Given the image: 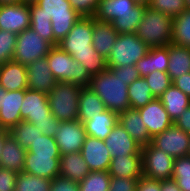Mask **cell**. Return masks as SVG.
<instances>
[{"mask_svg":"<svg viewBox=\"0 0 190 191\" xmlns=\"http://www.w3.org/2000/svg\"><path fill=\"white\" fill-rule=\"evenodd\" d=\"M92 41L93 17H82L58 43L63 51L86 68L91 77L108 69L107 59L94 49Z\"/></svg>","mask_w":190,"mask_h":191,"instance_id":"obj_1","label":"cell"},{"mask_svg":"<svg viewBox=\"0 0 190 191\" xmlns=\"http://www.w3.org/2000/svg\"><path fill=\"white\" fill-rule=\"evenodd\" d=\"M20 113L22 121L34 124L43 135L54 138L60 121L50 111L48 94L26 89Z\"/></svg>","mask_w":190,"mask_h":191,"instance_id":"obj_2","label":"cell"},{"mask_svg":"<svg viewBox=\"0 0 190 191\" xmlns=\"http://www.w3.org/2000/svg\"><path fill=\"white\" fill-rule=\"evenodd\" d=\"M89 87L101 98L106 109L117 114L130 109L126 81L109 69L92 76Z\"/></svg>","mask_w":190,"mask_h":191,"instance_id":"obj_3","label":"cell"},{"mask_svg":"<svg viewBox=\"0 0 190 191\" xmlns=\"http://www.w3.org/2000/svg\"><path fill=\"white\" fill-rule=\"evenodd\" d=\"M172 30L173 18L171 16L147 7L135 33L149 48H157L171 43Z\"/></svg>","mask_w":190,"mask_h":191,"instance_id":"obj_4","label":"cell"},{"mask_svg":"<svg viewBox=\"0 0 190 191\" xmlns=\"http://www.w3.org/2000/svg\"><path fill=\"white\" fill-rule=\"evenodd\" d=\"M46 58L57 82L74 83L83 87L90 85L92 77L86 68L59 46H53Z\"/></svg>","mask_w":190,"mask_h":191,"instance_id":"obj_5","label":"cell"},{"mask_svg":"<svg viewBox=\"0 0 190 191\" xmlns=\"http://www.w3.org/2000/svg\"><path fill=\"white\" fill-rule=\"evenodd\" d=\"M82 86L57 82L48 94V101L51 113L61 121H73L78 119V103Z\"/></svg>","mask_w":190,"mask_h":191,"instance_id":"obj_6","label":"cell"},{"mask_svg":"<svg viewBox=\"0 0 190 191\" xmlns=\"http://www.w3.org/2000/svg\"><path fill=\"white\" fill-rule=\"evenodd\" d=\"M38 13L51 20L54 38L60 42L82 17L72 8L69 0H38Z\"/></svg>","mask_w":190,"mask_h":191,"instance_id":"obj_7","label":"cell"},{"mask_svg":"<svg viewBox=\"0 0 190 191\" xmlns=\"http://www.w3.org/2000/svg\"><path fill=\"white\" fill-rule=\"evenodd\" d=\"M149 47L141 41L136 33L118 34V38L107 58V67L135 65L144 57Z\"/></svg>","mask_w":190,"mask_h":191,"instance_id":"obj_8","label":"cell"},{"mask_svg":"<svg viewBox=\"0 0 190 191\" xmlns=\"http://www.w3.org/2000/svg\"><path fill=\"white\" fill-rule=\"evenodd\" d=\"M53 46L34 30L27 28L17 34L13 61L27 66L36 59L46 57Z\"/></svg>","mask_w":190,"mask_h":191,"instance_id":"obj_9","label":"cell"},{"mask_svg":"<svg viewBox=\"0 0 190 191\" xmlns=\"http://www.w3.org/2000/svg\"><path fill=\"white\" fill-rule=\"evenodd\" d=\"M141 156L144 177L158 181L172 178L175 158L171 155L149 143L142 147Z\"/></svg>","mask_w":190,"mask_h":191,"instance_id":"obj_10","label":"cell"},{"mask_svg":"<svg viewBox=\"0 0 190 191\" xmlns=\"http://www.w3.org/2000/svg\"><path fill=\"white\" fill-rule=\"evenodd\" d=\"M151 144L173 158L188 156L190 134L173 124L163 132L154 135Z\"/></svg>","mask_w":190,"mask_h":191,"instance_id":"obj_11","label":"cell"},{"mask_svg":"<svg viewBox=\"0 0 190 191\" xmlns=\"http://www.w3.org/2000/svg\"><path fill=\"white\" fill-rule=\"evenodd\" d=\"M84 124L76 119L61 121L54 139L61 155L80 152L86 138Z\"/></svg>","mask_w":190,"mask_h":191,"instance_id":"obj_12","label":"cell"},{"mask_svg":"<svg viewBox=\"0 0 190 191\" xmlns=\"http://www.w3.org/2000/svg\"><path fill=\"white\" fill-rule=\"evenodd\" d=\"M31 16L29 4L20 2L0 5V29L4 31L20 32L30 28Z\"/></svg>","mask_w":190,"mask_h":191,"instance_id":"obj_13","label":"cell"},{"mask_svg":"<svg viewBox=\"0 0 190 191\" xmlns=\"http://www.w3.org/2000/svg\"><path fill=\"white\" fill-rule=\"evenodd\" d=\"M148 6L137 4L134 0H100L94 18L97 21L112 23L120 15L144 14Z\"/></svg>","mask_w":190,"mask_h":191,"instance_id":"obj_14","label":"cell"},{"mask_svg":"<svg viewBox=\"0 0 190 191\" xmlns=\"http://www.w3.org/2000/svg\"><path fill=\"white\" fill-rule=\"evenodd\" d=\"M151 137L173 125L165 107L159 98H154L148 104L137 109Z\"/></svg>","mask_w":190,"mask_h":191,"instance_id":"obj_15","label":"cell"},{"mask_svg":"<svg viewBox=\"0 0 190 191\" xmlns=\"http://www.w3.org/2000/svg\"><path fill=\"white\" fill-rule=\"evenodd\" d=\"M80 153L90 171H108L112 157L104 140L86 136Z\"/></svg>","mask_w":190,"mask_h":191,"instance_id":"obj_16","label":"cell"},{"mask_svg":"<svg viewBox=\"0 0 190 191\" xmlns=\"http://www.w3.org/2000/svg\"><path fill=\"white\" fill-rule=\"evenodd\" d=\"M111 157L141 155L142 146L138 144L118 122L104 140Z\"/></svg>","mask_w":190,"mask_h":191,"instance_id":"obj_17","label":"cell"},{"mask_svg":"<svg viewBox=\"0 0 190 191\" xmlns=\"http://www.w3.org/2000/svg\"><path fill=\"white\" fill-rule=\"evenodd\" d=\"M26 89L6 91L3 88V101L0 108V129L10 131L22 121L20 107L25 96Z\"/></svg>","mask_w":190,"mask_h":191,"instance_id":"obj_18","label":"cell"},{"mask_svg":"<svg viewBox=\"0 0 190 191\" xmlns=\"http://www.w3.org/2000/svg\"><path fill=\"white\" fill-rule=\"evenodd\" d=\"M60 157L61 155H37L27 151L22 172L53 180L59 177Z\"/></svg>","mask_w":190,"mask_h":191,"instance_id":"obj_19","label":"cell"},{"mask_svg":"<svg viewBox=\"0 0 190 191\" xmlns=\"http://www.w3.org/2000/svg\"><path fill=\"white\" fill-rule=\"evenodd\" d=\"M28 89L49 94L57 83L46 57L36 59L26 66Z\"/></svg>","mask_w":190,"mask_h":191,"instance_id":"obj_20","label":"cell"},{"mask_svg":"<svg viewBox=\"0 0 190 191\" xmlns=\"http://www.w3.org/2000/svg\"><path fill=\"white\" fill-rule=\"evenodd\" d=\"M0 85L6 91L28 89L26 66L13 60L0 64Z\"/></svg>","mask_w":190,"mask_h":191,"instance_id":"obj_21","label":"cell"},{"mask_svg":"<svg viewBox=\"0 0 190 191\" xmlns=\"http://www.w3.org/2000/svg\"><path fill=\"white\" fill-rule=\"evenodd\" d=\"M118 122L127 133L142 147L151 143L152 137L137 109H128L118 114Z\"/></svg>","mask_w":190,"mask_h":191,"instance_id":"obj_22","label":"cell"},{"mask_svg":"<svg viewBox=\"0 0 190 191\" xmlns=\"http://www.w3.org/2000/svg\"><path fill=\"white\" fill-rule=\"evenodd\" d=\"M169 64V45L165 47L149 48L147 54L135 64L140 77L159 71L167 72Z\"/></svg>","mask_w":190,"mask_h":191,"instance_id":"obj_23","label":"cell"},{"mask_svg":"<svg viewBox=\"0 0 190 191\" xmlns=\"http://www.w3.org/2000/svg\"><path fill=\"white\" fill-rule=\"evenodd\" d=\"M108 173L111 177L140 178L143 176L142 156L125 155L113 157Z\"/></svg>","mask_w":190,"mask_h":191,"instance_id":"obj_24","label":"cell"},{"mask_svg":"<svg viewBox=\"0 0 190 191\" xmlns=\"http://www.w3.org/2000/svg\"><path fill=\"white\" fill-rule=\"evenodd\" d=\"M117 38L118 32L114 29L112 23L97 21L93 17L92 45L98 53L107 59Z\"/></svg>","mask_w":190,"mask_h":191,"instance_id":"obj_25","label":"cell"},{"mask_svg":"<svg viewBox=\"0 0 190 191\" xmlns=\"http://www.w3.org/2000/svg\"><path fill=\"white\" fill-rule=\"evenodd\" d=\"M91 172L80 152L61 155L59 177L72 181H82Z\"/></svg>","mask_w":190,"mask_h":191,"instance_id":"obj_26","label":"cell"},{"mask_svg":"<svg viewBox=\"0 0 190 191\" xmlns=\"http://www.w3.org/2000/svg\"><path fill=\"white\" fill-rule=\"evenodd\" d=\"M27 150L9 135L4 143L0 155V167L20 173L24 169Z\"/></svg>","mask_w":190,"mask_h":191,"instance_id":"obj_27","label":"cell"},{"mask_svg":"<svg viewBox=\"0 0 190 191\" xmlns=\"http://www.w3.org/2000/svg\"><path fill=\"white\" fill-rule=\"evenodd\" d=\"M117 123L118 114L108 109L83 122L86 135L100 140H105Z\"/></svg>","mask_w":190,"mask_h":191,"instance_id":"obj_28","label":"cell"},{"mask_svg":"<svg viewBox=\"0 0 190 191\" xmlns=\"http://www.w3.org/2000/svg\"><path fill=\"white\" fill-rule=\"evenodd\" d=\"M190 72V48L169 44V64L167 73L172 82L179 76Z\"/></svg>","mask_w":190,"mask_h":191,"instance_id":"obj_29","label":"cell"},{"mask_svg":"<svg viewBox=\"0 0 190 191\" xmlns=\"http://www.w3.org/2000/svg\"><path fill=\"white\" fill-rule=\"evenodd\" d=\"M159 99L173 122L190 106V98L173 84Z\"/></svg>","mask_w":190,"mask_h":191,"instance_id":"obj_30","label":"cell"},{"mask_svg":"<svg viewBox=\"0 0 190 191\" xmlns=\"http://www.w3.org/2000/svg\"><path fill=\"white\" fill-rule=\"evenodd\" d=\"M106 110L101 98L89 86H82L78 103V120L82 123Z\"/></svg>","mask_w":190,"mask_h":191,"instance_id":"obj_31","label":"cell"},{"mask_svg":"<svg viewBox=\"0 0 190 191\" xmlns=\"http://www.w3.org/2000/svg\"><path fill=\"white\" fill-rule=\"evenodd\" d=\"M31 23L30 28L34 30L42 39L52 46H58V41L54 38L51 20L44 13H38L36 3L29 4Z\"/></svg>","mask_w":190,"mask_h":191,"instance_id":"obj_32","label":"cell"},{"mask_svg":"<svg viewBox=\"0 0 190 191\" xmlns=\"http://www.w3.org/2000/svg\"><path fill=\"white\" fill-rule=\"evenodd\" d=\"M127 92L130 109L143 107L155 98L144 77H140L128 85Z\"/></svg>","mask_w":190,"mask_h":191,"instance_id":"obj_33","label":"cell"},{"mask_svg":"<svg viewBox=\"0 0 190 191\" xmlns=\"http://www.w3.org/2000/svg\"><path fill=\"white\" fill-rule=\"evenodd\" d=\"M171 43L190 48V10L173 18Z\"/></svg>","mask_w":190,"mask_h":191,"instance_id":"obj_34","label":"cell"},{"mask_svg":"<svg viewBox=\"0 0 190 191\" xmlns=\"http://www.w3.org/2000/svg\"><path fill=\"white\" fill-rule=\"evenodd\" d=\"M110 181L108 171H91L78 182L79 191H109Z\"/></svg>","mask_w":190,"mask_h":191,"instance_id":"obj_35","label":"cell"},{"mask_svg":"<svg viewBox=\"0 0 190 191\" xmlns=\"http://www.w3.org/2000/svg\"><path fill=\"white\" fill-rule=\"evenodd\" d=\"M51 181L26 172L17 174L15 191H50Z\"/></svg>","mask_w":190,"mask_h":191,"instance_id":"obj_36","label":"cell"},{"mask_svg":"<svg viewBox=\"0 0 190 191\" xmlns=\"http://www.w3.org/2000/svg\"><path fill=\"white\" fill-rule=\"evenodd\" d=\"M9 133L12 138L25 149H27L30 144L39 137V135H42V132L38 127L26 121L19 122L9 131Z\"/></svg>","mask_w":190,"mask_h":191,"instance_id":"obj_37","label":"cell"},{"mask_svg":"<svg viewBox=\"0 0 190 191\" xmlns=\"http://www.w3.org/2000/svg\"><path fill=\"white\" fill-rule=\"evenodd\" d=\"M172 178L181 191H190V157H177L174 160Z\"/></svg>","mask_w":190,"mask_h":191,"instance_id":"obj_38","label":"cell"},{"mask_svg":"<svg viewBox=\"0 0 190 191\" xmlns=\"http://www.w3.org/2000/svg\"><path fill=\"white\" fill-rule=\"evenodd\" d=\"M148 7L172 18L179 16L186 10L185 0H150Z\"/></svg>","mask_w":190,"mask_h":191,"instance_id":"obj_39","label":"cell"},{"mask_svg":"<svg viewBox=\"0 0 190 191\" xmlns=\"http://www.w3.org/2000/svg\"><path fill=\"white\" fill-rule=\"evenodd\" d=\"M26 150L37 155H61L55 139L43 134L39 135Z\"/></svg>","mask_w":190,"mask_h":191,"instance_id":"obj_40","label":"cell"},{"mask_svg":"<svg viewBox=\"0 0 190 191\" xmlns=\"http://www.w3.org/2000/svg\"><path fill=\"white\" fill-rule=\"evenodd\" d=\"M144 78L155 98H159L172 85L171 77L167 72L154 71Z\"/></svg>","mask_w":190,"mask_h":191,"instance_id":"obj_41","label":"cell"},{"mask_svg":"<svg viewBox=\"0 0 190 191\" xmlns=\"http://www.w3.org/2000/svg\"><path fill=\"white\" fill-rule=\"evenodd\" d=\"M17 34L0 29V64L13 59Z\"/></svg>","mask_w":190,"mask_h":191,"instance_id":"obj_42","label":"cell"},{"mask_svg":"<svg viewBox=\"0 0 190 191\" xmlns=\"http://www.w3.org/2000/svg\"><path fill=\"white\" fill-rule=\"evenodd\" d=\"M143 15L144 14L120 15V18L115 19L112 25L118 34L135 33Z\"/></svg>","mask_w":190,"mask_h":191,"instance_id":"obj_43","label":"cell"},{"mask_svg":"<svg viewBox=\"0 0 190 191\" xmlns=\"http://www.w3.org/2000/svg\"><path fill=\"white\" fill-rule=\"evenodd\" d=\"M69 2L81 17H94L100 0H69Z\"/></svg>","mask_w":190,"mask_h":191,"instance_id":"obj_44","label":"cell"},{"mask_svg":"<svg viewBox=\"0 0 190 191\" xmlns=\"http://www.w3.org/2000/svg\"><path fill=\"white\" fill-rule=\"evenodd\" d=\"M139 178L111 177L109 191H136Z\"/></svg>","mask_w":190,"mask_h":191,"instance_id":"obj_45","label":"cell"},{"mask_svg":"<svg viewBox=\"0 0 190 191\" xmlns=\"http://www.w3.org/2000/svg\"><path fill=\"white\" fill-rule=\"evenodd\" d=\"M115 76H119L127 85L140 78V74L135 65L119 66L116 68H108Z\"/></svg>","mask_w":190,"mask_h":191,"instance_id":"obj_46","label":"cell"},{"mask_svg":"<svg viewBox=\"0 0 190 191\" xmlns=\"http://www.w3.org/2000/svg\"><path fill=\"white\" fill-rule=\"evenodd\" d=\"M17 172L0 167V191H15Z\"/></svg>","mask_w":190,"mask_h":191,"instance_id":"obj_47","label":"cell"},{"mask_svg":"<svg viewBox=\"0 0 190 191\" xmlns=\"http://www.w3.org/2000/svg\"><path fill=\"white\" fill-rule=\"evenodd\" d=\"M50 191H79L78 182L63 177H55L51 181Z\"/></svg>","mask_w":190,"mask_h":191,"instance_id":"obj_48","label":"cell"},{"mask_svg":"<svg viewBox=\"0 0 190 191\" xmlns=\"http://www.w3.org/2000/svg\"><path fill=\"white\" fill-rule=\"evenodd\" d=\"M136 191H161V181L146 178H139Z\"/></svg>","mask_w":190,"mask_h":191,"instance_id":"obj_49","label":"cell"},{"mask_svg":"<svg viewBox=\"0 0 190 191\" xmlns=\"http://www.w3.org/2000/svg\"><path fill=\"white\" fill-rule=\"evenodd\" d=\"M175 126L190 134V106L173 122Z\"/></svg>","mask_w":190,"mask_h":191,"instance_id":"obj_50","label":"cell"},{"mask_svg":"<svg viewBox=\"0 0 190 191\" xmlns=\"http://www.w3.org/2000/svg\"><path fill=\"white\" fill-rule=\"evenodd\" d=\"M172 84L190 98V72L177 77Z\"/></svg>","mask_w":190,"mask_h":191,"instance_id":"obj_51","label":"cell"},{"mask_svg":"<svg viewBox=\"0 0 190 191\" xmlns=\"http://www.w3.org/2000/svg\"><path fill=\"white\" fill-rule=\"evenodd\" d=\"M161 191H181V189L178 187L177 182L171 178L161 180Z\"/></svg>","mask_w":190,"mask_h":191,"instance_id":"obj_52","label":"cell"},{"mask_svg":"<svg viewBox=\"0 0 190 191\" xmlns=\"http://www.w3.org/2000/svg\"><path fill=\"white\" fill-rule=\"evenodd\" d=\"M10 135L9 131L0 129V155L5 139Z\"/></svg>","mask_w":190,"mask_h":191,"instance_id":"obj_53","label":"cell"},{"mask_svg":"<svg viewBox=\"0 0 190 191\" xmlns=\"http://www.w3.org/2000/svg\"><path fill=\"white\" fill-rule=\"evenodd\" d=\"M22 0H0V5L2 4H15L20 3Z\"/></svg>","mask_w":190,"mask_h":191,"instance_id":"obj_54","label":"cell"},{"mask_svg":"<svg viewBox=\"0 0 190 191\" xmlns=\"http://www.w3.org/2000/svg\"><path fill=\"white\" fill-rule=\"evenodd\" d=\"M137 4H143V5H146L148 6L149 5V2L150 0H134Z\"/></svg>","mask_w":190,"mask_h":191,"instance_id":"obj_55","label":"cell"},{"mask_svg":"<svg viewBox=\"0 0 190 191\" xmlns=\"http://www.w3.org/2000/svg\"><path fill=\"white\" fill-rule=\"evenodd\" d=\"M2 101H3V87L0 85V108L2 106Z\"/></svg>","mask_w":190,"mask_h":191,"instance_id":"obj_56","label":"cell"},{"mask_svg":"<svg viewBox=\"0 0 190 191\" xmlns=\"http://www.w3.org/2000/svg\"><path fill=\"white\" fill-rule=\"evenodd\" d=\"M38 0H22L23 3H26V4H33V3H36Z\"/></svg>","mask_w":190,"mask_h":191,"instance_id":"obj_57","label":"cell"},{"mask_svg":"<svg viewBox=\"0 0 190 191\" xmlns=\"http://www.w3.org/2000/svg\"><path fill=\"white\" fill-rule=\"evenodd\" d=\"M186 9L190 10V0H185Z\"/></svg>","mask_w":190,"mask_h":191,"instance_id":"obj_58","label":"cell"}]
</instances>
